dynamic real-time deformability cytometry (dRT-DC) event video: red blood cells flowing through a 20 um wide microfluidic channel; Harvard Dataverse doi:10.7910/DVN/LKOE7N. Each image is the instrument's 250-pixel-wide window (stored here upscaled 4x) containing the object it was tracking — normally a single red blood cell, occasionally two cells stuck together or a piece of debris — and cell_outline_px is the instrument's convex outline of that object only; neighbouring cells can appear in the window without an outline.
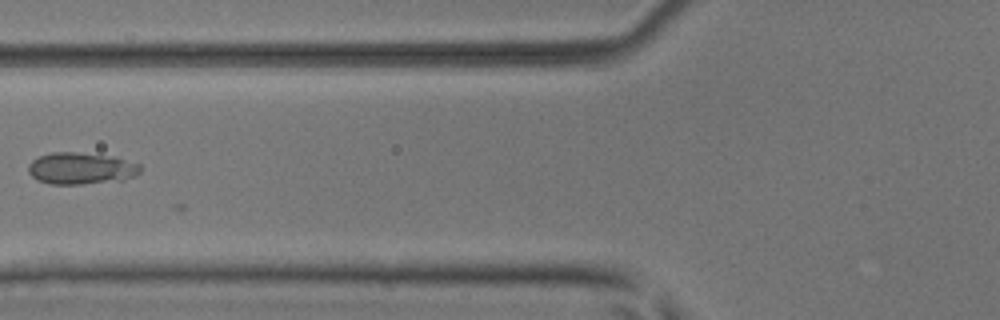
{"species": "common noctule bat (a hibernating species)", "species_latin": "Nyctalus noctula", "temperature_condition": "room temperature", "stored_images_in_passage": 5, "camera_frame_rate_fps": 3000, "um_per_image_px": 0.085, "animal": {"sex": "male", "body_mass_g": 17.9, "forearm_length_mm": 54.2}, "frame": {"image": 1, "passage_image": 4, "time_ms": 1.0, "image_size_px": [1000, 320], "cell_outline_px": [[140, 172], [136, 176], [124, 180], [80, 184], [48, 184], [36, 180], [28, 172], [28, 164], [32, 160], [40, 156], [52, 152], [76, 152], [116, 156], [140, 164]], "centroid_in_image_um": [6.9, 14.31], "position_along_channel_um": 118.9, "area_um2": 21.04}}
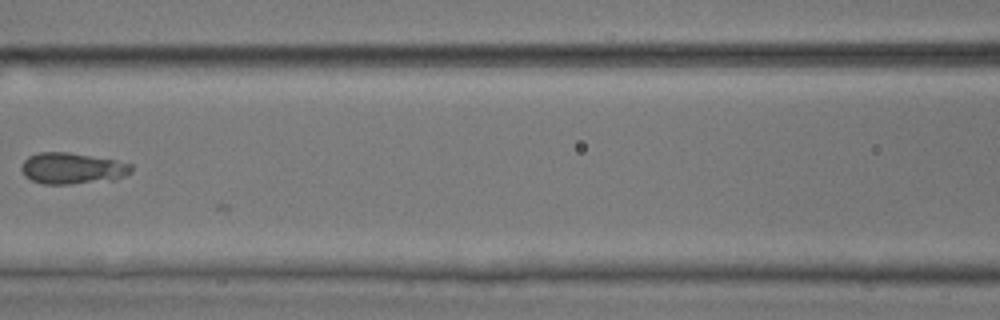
{"frame": {"image": 2, "passage_image": 5, "time_ms": 1.333, "image_size_px": [1000, 320], "cell_outline_px": [[132, 172], [116, 180], [68, 184], [40, 184], [24, 176], [20, 168], [24, 160], [28, 156], [40, 152], [68, 152], [112, 160], [132, 164]], "centroid_in_image_um": [6.12, 14.32], "position_along_channel_um": 160.5, "area_um2": 20.06}}